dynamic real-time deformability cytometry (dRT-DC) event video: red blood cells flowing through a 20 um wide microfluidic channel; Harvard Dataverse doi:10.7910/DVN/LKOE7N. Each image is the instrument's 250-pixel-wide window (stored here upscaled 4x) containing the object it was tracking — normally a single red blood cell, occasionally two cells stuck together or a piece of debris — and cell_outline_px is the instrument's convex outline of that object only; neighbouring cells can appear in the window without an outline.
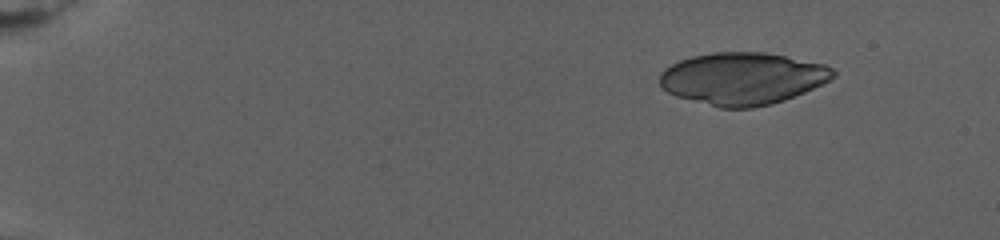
{"species": "human", "species_latin": "Homo sapiens", "temperature_condition": "warm", "stored_images_in_passage": 41, "camera_frame_rate_fps": 3000, "um_per_image_px": 0.085, "donor": {"sex": "female"}, "frame": {"image": 1, "passage_image": 1, "time_ms": 0.0, "image_size_px": [1000, 240], "cell_outline_px": [[836, 76], [804, 92], [784, 100], [772, 104], [752, 108], [720, 108], [676, 96], [668, 92], [660, 84], [660, 72], [664, 68], [680, 60], [692, 56], [712, 52], [764, 52], [824, 64], [832, 68], [836, 72]], "centroid_in_image_um": [63.09, 6.67], "position_along_channel_um": 21.9, "area_um2": 52.6}}
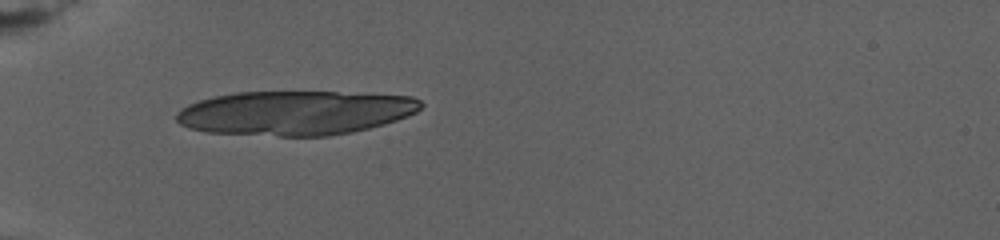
{"frame": {"image": 2, "passage_image": 28, "time_ms": 6.0, "image_size_px": [1000, 240], "cell_outline_px": [[424, 104], [416, 112], [408, 116], [384, 124], [352, 132], [328, 136], [280, 136], [208, 132], [188, 128], [180, 124], [176, 120], [176, 112], [180, 108], [188, 104], [200, 100], [216, 96], [236, 92], [336, 92], [412, 96], [420, 100]], "centroid_in_image_um": [25.08, 9.59], "position_along_channel_um": 59.9, "area_um2": 63.18}}